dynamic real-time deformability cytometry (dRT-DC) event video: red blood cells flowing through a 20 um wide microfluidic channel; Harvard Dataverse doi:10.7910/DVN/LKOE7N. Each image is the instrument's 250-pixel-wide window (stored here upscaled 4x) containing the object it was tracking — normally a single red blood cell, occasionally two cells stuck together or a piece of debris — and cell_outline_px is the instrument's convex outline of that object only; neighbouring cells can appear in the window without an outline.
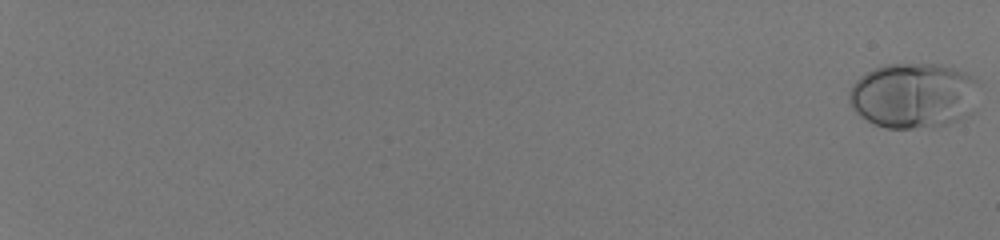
{"species": "human", "species_latin": "Homo sapiens", "temperature_condition": "room temperature", "stored_images_in_passage": 57, "camera_frame_rate_fps": 3000, "um_per_image_px": 0.085, "donor": {"sex": "male"}, "frame": {"image": 1, "passage_image": 1, "time_ms": 0.0, "image_size_px": [1000, 240], "cell_outline_px": [[976, 80], [972, 112], [948, 124], [932, 128], [884, 128], [860, 116], [852, 108], [848, 100], [848, 92], [852, 84], [864, 72], [884, 64], [940, 64], [964, 72], [972, 76]], "centroid_in_image_um": [77.58, 8.12], "position_along_channel_um": 7.4, "area_um2": 49.48}}
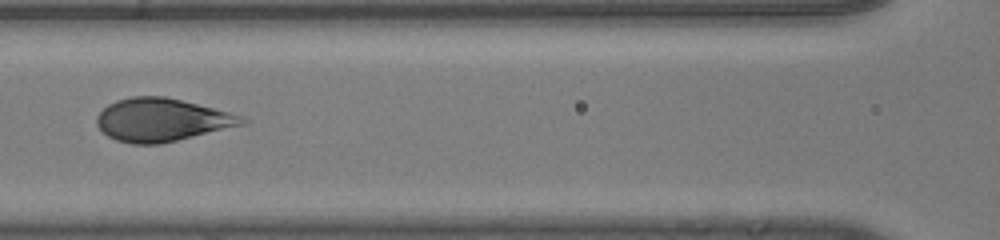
{"frame": {"image": 2, "passage_image": 33, "time_ms": 10.667, "image_size_px": [1000, 240], "cell_outline_px": [[248, 124], [160, 144], [132, 144], [116, 140], [108, 136], [96, 124], [96, 116], [108, 104], [116, 100], [132, 96], [164, 96], [244, 116], [248, 120]], "centroid_in_image_um": [13.76, 10.2], "position_along_channel_um": 152.8, "area_um2": 36.36}}
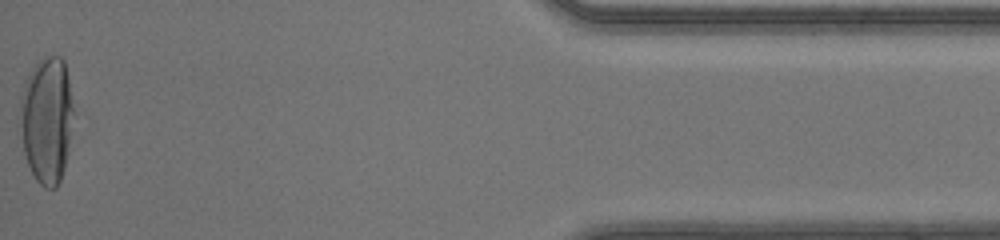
{"frame": {"image": 3, "passage_image": 57, "time_ms": 18.667, "image_size_px": [1000, 240], "cell_outline_px": [[72, 112], [64, 168], [60, 180], [56, 188], [44, 188], [36, 180], [28, 164], [24, 152], [20, 104], [20, 96], [24, 84], [32, 68], [44, 56], [60, 56], [64, 60], [68, 80], [72, 104]], "centroid_in_image_um": [3.95, 10.17], "position_along_channel_um": 431.2, "area_um2": 38.38}, "authors_computed_cell_mechanics": {"area_um2": 39.015, "velocity_mm_per_s": 4.1642, "shape_relaxation_time_tau1_ms": 3.4768, "shape_relaxation_time_tau2_ms": null, "deformation_change_tau1": 0.2148, "deformation_change_tau2": null}}